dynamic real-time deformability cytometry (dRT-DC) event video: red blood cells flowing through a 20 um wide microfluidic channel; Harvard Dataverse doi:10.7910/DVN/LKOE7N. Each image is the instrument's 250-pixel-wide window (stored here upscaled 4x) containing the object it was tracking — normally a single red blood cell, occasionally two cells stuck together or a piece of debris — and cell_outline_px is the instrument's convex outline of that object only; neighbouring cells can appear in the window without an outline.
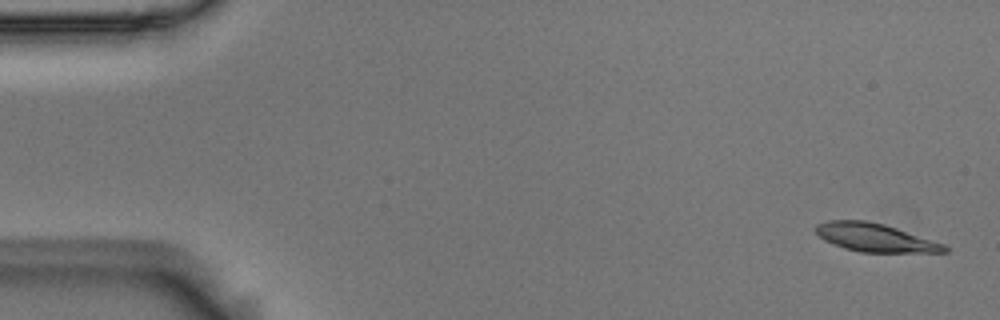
{"species": "Egyptian fruit bat (a non-hibernating species)", "species_latin": "Rousettus aegyptiacus", "temperature_condition": "room temperature", "stored_images_in_passage": 4, "camera_frame_rate_fps": 3000, "um_per_image_px": 0.085, "animal": {"sex": "male"}, "frame": {"image": 1, "passage_image": 1, "time_ms": 0.0, "image_size_px": [1000, 320], "cell_outline_px": [[948, 252], [860, 252], [844, 248], [824, 240], [812, 228], [816, 224], [828, 220], [868, 220], [884, 224], [944, 244], [948, 248]], "centroid_in_image_um": [74.33, 20.18], "position_along_channel_um": 10.7, "area_um2": 21.1}}
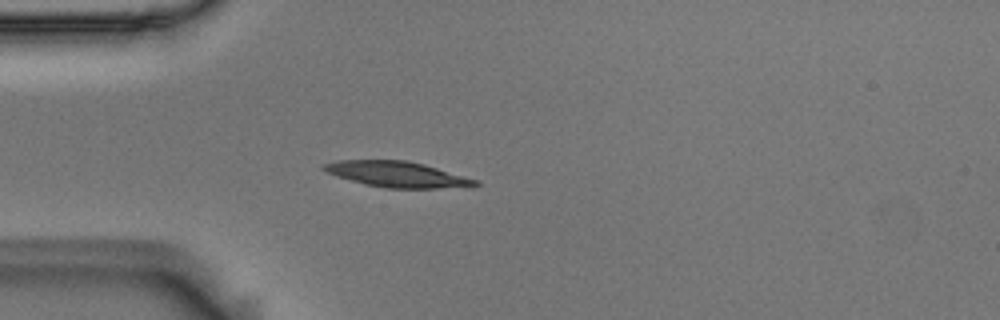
{"frame": {"image": 2, "passage_image": 4, "time_ms": 1.0, "image_size_px": [1000, 320], "cell_outline_px": [[480, 184], [476, 188], [384, 188], [364, 184], [336, 176], [324, 172], [320, 168], [320, 164], [336, 160], [404, 160], [424, 164], [480, 180]], "centroid_in_image_um": [33.8, 14.83], "position_along_channel_um": 51.2, "area_um2": 23.29}}